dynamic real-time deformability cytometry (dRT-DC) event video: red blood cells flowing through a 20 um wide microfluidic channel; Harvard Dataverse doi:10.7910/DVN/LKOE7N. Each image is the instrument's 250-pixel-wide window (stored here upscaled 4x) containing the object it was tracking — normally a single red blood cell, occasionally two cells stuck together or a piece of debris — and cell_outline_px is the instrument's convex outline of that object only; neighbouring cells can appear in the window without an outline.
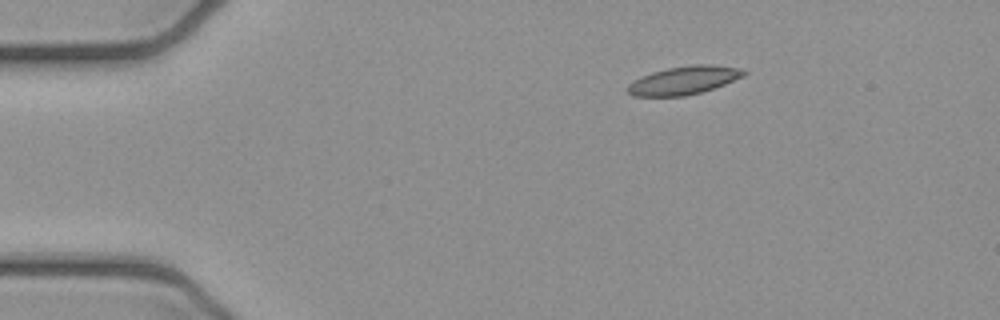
{"species": "common noctule bat (a hibernating species)", "species_latin": "Nyctalus noctula", "temperature_condition": "cold", "stored_images_in_passage": 3, "camera_frame_rate_fps": 3000, "um_per_image_px": 0.085, "animal": {"sex": "female", "body_mass_g": 21.9}, "frame": {"image": 1, "passage_image": 1, "time_ms": 0.0, "image_size_px": [1000, 320], "cell_outline_px": [[748, 72], [744, 76], [724, 84], [700, 92], [684, 96], [632, 96], [624, 88], [628, 84], [640, 76], [652, 72], [668, 68], [692, 64], [712, 64], [740, 68]], "centroid_in_image_um": [58.1, 6.82], "position_along_channel_um": 26.9, "area_um2": 19.19}}
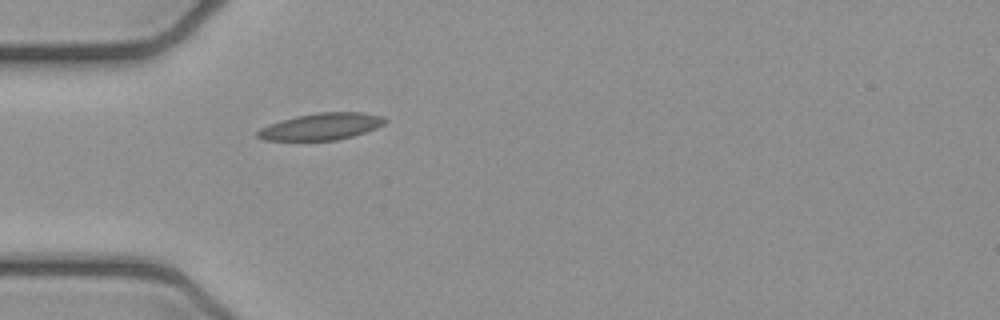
{"frame": {"image": 2, "passage_image": 3, "time_ms": 0.667, "image_size_px": [1000, 320], "cell_outline_px": [[388, 120], [384, 124], [376, 128], [352, 136], [336, 140], [264, 140], [256, 136], [256, 132], [260, 128], [268, 124], [296, 116], [316, 112], [364, 112], [384, 116]], "centroid_in_image_um": [27.32, 10.74], "position_along_channel_um": 57.7, "area_um2": 19.94}}